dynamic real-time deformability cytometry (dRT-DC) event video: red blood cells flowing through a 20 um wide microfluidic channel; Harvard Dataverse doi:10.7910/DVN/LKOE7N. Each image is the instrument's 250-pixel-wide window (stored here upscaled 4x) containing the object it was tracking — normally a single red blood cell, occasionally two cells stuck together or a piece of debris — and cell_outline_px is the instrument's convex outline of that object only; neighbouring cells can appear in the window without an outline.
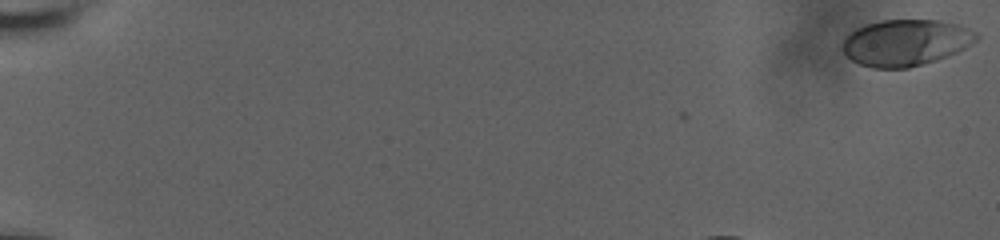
{"species": "human", "species_latin": "Homo sapiens", "temperature_condition": "room temperature", "stored_images_in_passage": 31, "camera_frame_rate_fps": 3000, "um_per_image_px": 0.085, "donor": {"sex": "male"}, "frame": {"image": 1, "passage_image": 1, "time_ms": 0.0, "image_size_px": [1000, 240], "cell_outline_px": [[980, 36], [976, 40], [964, 48], [948, 56], [936, 60], [908, 68], [872, 68], [860, 64], [852, 60], [840, 48], [840, 44], [856, 28], [880, 20], [940, 20], [960, 24], [976, 32]], "centroid_in_image_um": [76.99, 3.62], "position_along_channel_um": 8.0, "area_um2": 36.18}}
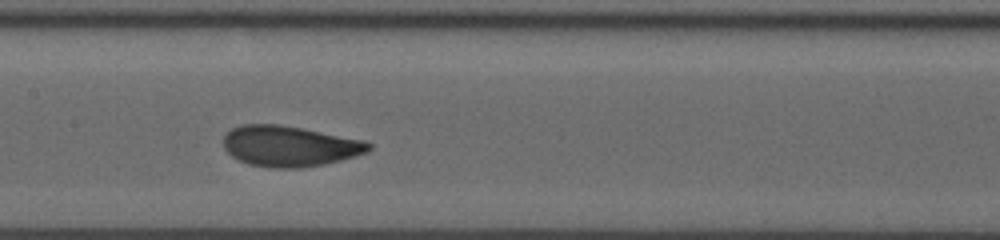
{"frame": {"image": 2, "passage_image": 20, "time_ms": 8.333, "image_size_px": [1000, 240], "cell_outline_px": [[372, 148], [368, 152], [356, 156], [324, 164], [300, 168], [268, 168], [248, 164], [232, 156], [224, 148], [224, 136], [232, 128], [244, 124], [280, 124], [364, 140], [372, 144]], "centroid_in_image_um": [24.62, 12.43], "position_along_channel_um": 182.8, "area_um2": 34.45}}
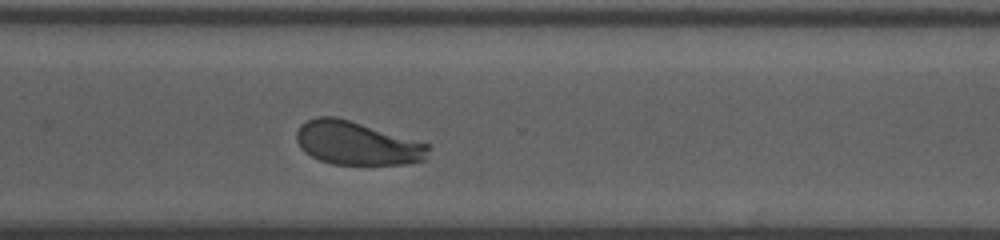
{"frame": {"image": 3, "passage_image": 31, "time_ms": 12.667, "image_size_px": [1000, 240], "cell_outline_px": [[432, 148], [424, 160], [408, 164], [332, 164], [320, 160], [304, 152], [296, 140], [296, 132], [300, 124], [316, 116], [336, 116], [428, 144]], "centroid_in_image_um": [30.32, 12.17], "position_along_channel_um": 340.3, "area_um2": 33.23}}